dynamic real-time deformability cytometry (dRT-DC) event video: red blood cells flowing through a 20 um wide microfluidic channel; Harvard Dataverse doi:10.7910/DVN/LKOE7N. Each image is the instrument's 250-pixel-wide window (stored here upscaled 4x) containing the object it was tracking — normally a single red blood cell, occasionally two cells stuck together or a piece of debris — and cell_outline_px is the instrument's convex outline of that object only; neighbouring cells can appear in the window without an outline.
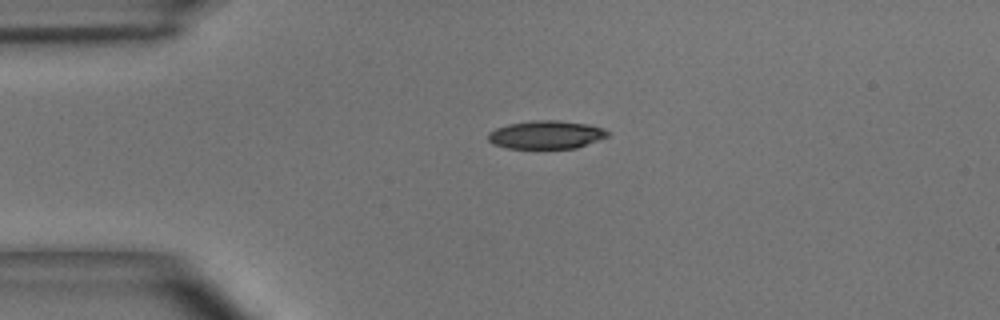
{"species": "common noctule bat (a hibernating species)", "species_latin": "Nyctalus noctula", "temperature_condition": "room temperature", "stored_images_in_passage": 2, "camera_frame_rate_fps": 3000, "um_per_image_px": 0.085, "animal": {"sex": "male", "body_mass_g": 15.6}, "frame": {"image": 1, "passage_image": 1, "time_ms": 0.0, "image_size_px": [1000, 320], "cell_outline_px": [[612, 132], [608, 136], [576, 148], [508, 148], [492, 144], [488, 140], [488, 132], [496, 128], [508, 124], [532, 120], [556, 120], [588, 124], [604, 128]], "centroid_in_image_um": [46.42, 11.44], "position_along_channel_um": 38.6, "area_um2": 19.71}}